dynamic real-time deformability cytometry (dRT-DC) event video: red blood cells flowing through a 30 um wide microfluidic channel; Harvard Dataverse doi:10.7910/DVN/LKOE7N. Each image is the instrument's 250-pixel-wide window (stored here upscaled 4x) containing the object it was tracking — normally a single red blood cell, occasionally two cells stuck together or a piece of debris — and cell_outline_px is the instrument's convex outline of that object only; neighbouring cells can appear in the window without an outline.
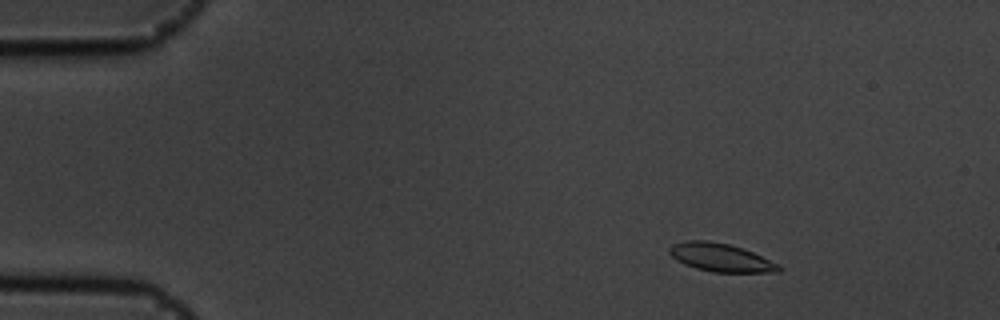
{"species": "common noctule bat (a hibernating species)", "species_latin": "Nyctalus noctula", "temperature_condition": "cold", "stored_images_in_passage": 50, "camera_frame_rate_fps": 3000, "um_per_image_px": 0.085, "animal": {"sex": "male", "body_mass_g": 19.5, "forearm_length_mm": 54.6}, "frame": {"image": 1, "passage_image": 1, "time_ms": 0.0, "image_size_px": [1000, 320], "cell_outline_px": [[784, 268], [780, 272], [712, 272], [696, 268], [684, 264], [676, 260], [668, 252], [668, 248], [672, 244], [684, 240], [708, 240], [728, 244], [752, 252], [780, 264]], "centroid_in_image_um": [61.25, 21.89], "position_along_channel_um": 23.7, "area_um2": 18.09}}
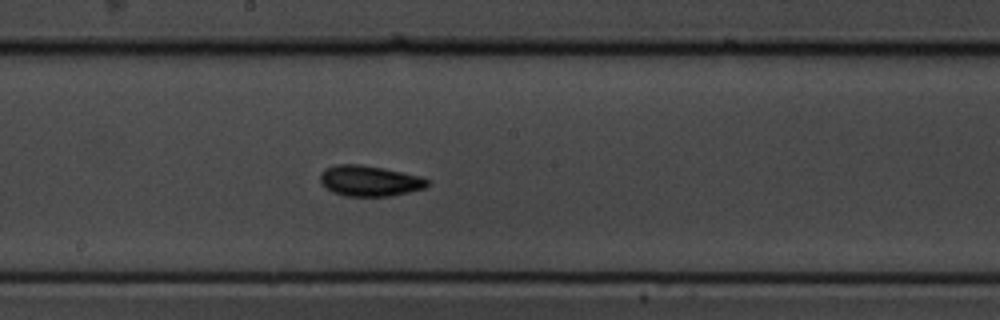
{"frame": {"image": 2, "passage_image": 24, "time_ms": 7.667, "image_size_px": [1000, 320], "cell_outline_px": [[428, 184], [424, 188], [392, 196], [344, 196], [332, 192], [320, 180], [320, 172], [324, 168], [336, 164], [360, 164], [384, 168], [420, 176], [428, 180]], "centroid_in_image_um": [31.39, 15.36], "position_along_channel_um": 216.8, "area_um2": 19.13}}
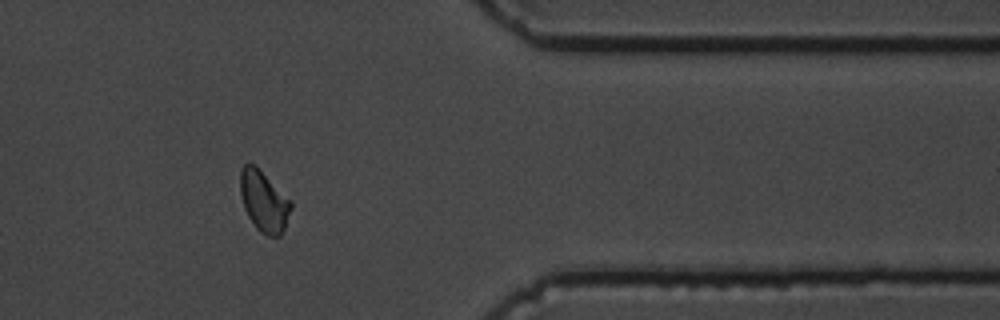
{"frame": {"image": 3, "passage_image": 40, "time_ms": 13.0, "image_size_px": [1000, 320], "cell_outline_px": [[292, 208], [284, 228], [280, 236], [268, 236], [260, 232], [256, 228], [248, 216], [244, 208], [240, 192], [240, 172], [244, 164], [256, 164], [292, 200]], "centroid_in_image_um": [22.44, 17.08], "position_along_channel_um": 389.0, "area_um2": 18.26}, "authors_computed_cell_mechanics": {"area_um2": 17.9758, "velocity_mm_per_s": 3.5369, "shape_relaxation_time_tau1_ms": 2.7446, "shape_relaxation_time_tau2_ms": 2.1457, "deformation_change_tau1": 0.0987, "deformation_change_tau2": 0.062}}